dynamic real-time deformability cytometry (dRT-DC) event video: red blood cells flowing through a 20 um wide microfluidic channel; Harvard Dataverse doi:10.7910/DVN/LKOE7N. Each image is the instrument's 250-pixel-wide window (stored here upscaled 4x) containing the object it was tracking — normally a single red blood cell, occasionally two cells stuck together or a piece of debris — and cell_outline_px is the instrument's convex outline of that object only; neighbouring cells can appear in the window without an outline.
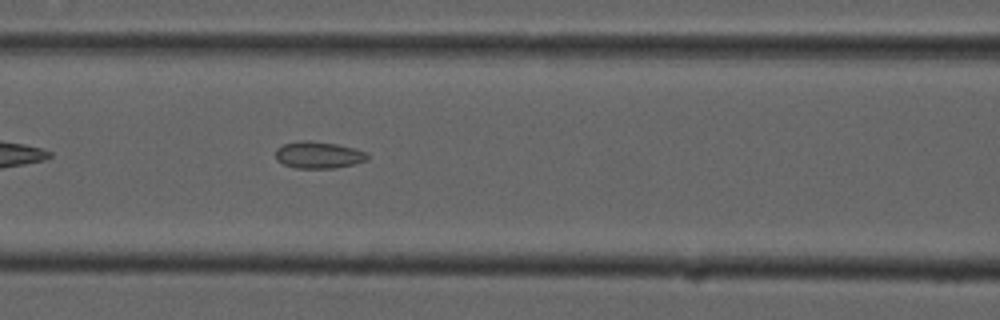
{"species": "common noctule bat (a hibernating species)", "species_latin": "Nyctalus noctula", "temperature_condition": "cold", "stored_images_in_passage": 41, "camera_frame_rate_fps": 3000, "um_per_image_px": 0.085, "animal": {"sex": "male", "forearm_length_mm": 52.5}, "frame": {"image": 1, "passage_image": 10, "time_ms": 3.0, "image_size_px": [1000, 320], "cell_outline_px": [[368, 160], [336, 168], [296, 168], [284, 164], [276, 160], [276, 148], [284, 144], [300, 140], [308, 140], [336, 144], [368, 152]], "centroid_in_image_um": [27.06, 13.17], "position_along_channel_um": 139.5, "area_um2": 14.33}}
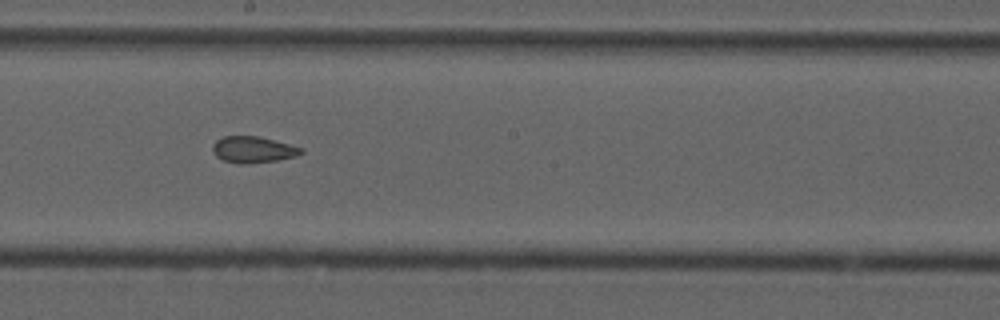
{"frame": {"image": 2, "passage_image": 17, "time_ms": 5.333, "image_size_px": [1000, 320], "cell_outline_px": [[304, 152], [296, 156], [276, 160], [248, 164], [240, 164], [224, 160], [216, 156], [212, 152], [212, 144], [216, 140], [224, 136], [256, 136], [304, 148]], "centroid_in_image_um": [21.49, 12.72], "position_along_channel_um": 226.7, "area_um2": 13.53}}
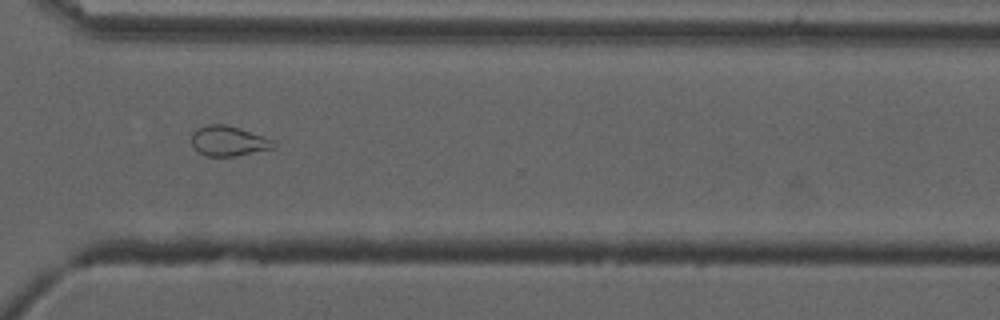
{"frame": {"image": 3, "passage_image": 27, "time_ms": 8.667, "image_size_px": [1000, 320], "cell_outline_px": [[276, 148], [236, 156], [204, 156], [192, 144], [192, 132], [196, 128], [208, 124], [224, 124], [240, 128], [276, 140]], "centroid_in_image_um": [19.47, 11.98], "position_along_channel_um": 351.1, "area_um2": 14.57}, "authors_computed_cell_mechanics": {"area_um2": 14.739, "velocity_mm_per_s": 3.738, "shape_relaxation_time_tau1_ms": null, "shape_relaxation_time_tau2_ms": 2.6008, "deformation_change_tau1": null, "deformation_change_tau2": 0.0961}}